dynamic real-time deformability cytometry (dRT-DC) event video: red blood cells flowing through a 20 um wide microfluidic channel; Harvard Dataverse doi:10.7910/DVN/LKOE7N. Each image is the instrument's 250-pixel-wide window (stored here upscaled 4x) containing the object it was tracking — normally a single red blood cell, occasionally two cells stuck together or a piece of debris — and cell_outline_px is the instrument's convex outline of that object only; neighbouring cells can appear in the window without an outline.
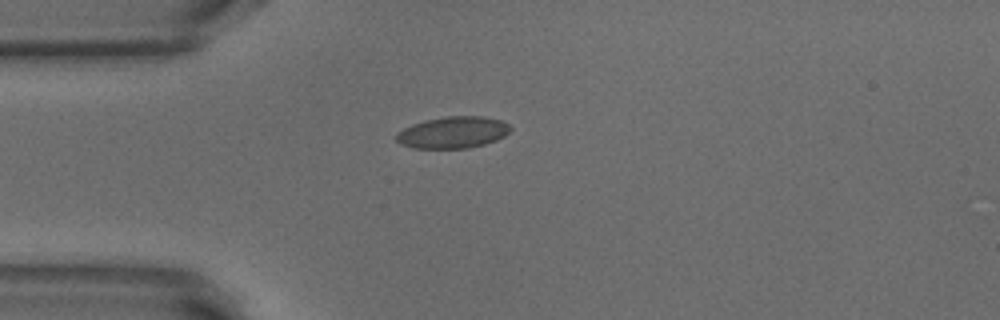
{"species": "common noctule bat (a hibernating species)", "species_latin": "Nyctalus noctula", "temperature_condition": "warm", "stored_images_in_passage": 18, "camera_frame_rate_fps": 3000, "um_per_image_px": 0.085, "animal": {"sex": "male", "body_mass_g": 18.8}, "frame": {"image": 1, "passage_image": 1, "time_ms": 0.0, "image_size_px": [1000, 320], "cell_outline_px": [[512, 128], [504, 136], [496, 140], [484, 144], [468, 148], [412, 148], [400, 144], [396, 140], [396, 132], [412, 124], [424, 120], [444, 116], [484, 116], [500, 120], [508, 124]], "centroid_in_image_um": [38.47, 11.25], "position_along_channel_um": 46.5, "area_um2": 21.15}}
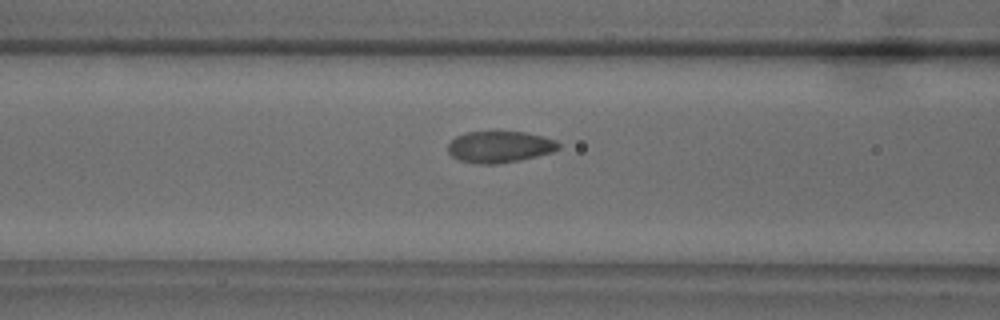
{"frame": {"image": 2, "passage_image": 8, "time_ms": 2.333, "image_size_px": [1000, 320], "cell_outline_px": [[560, 148], [552, 152], [520, 160], [500, 164], [476, 164], [460, 160], [452, 156], [448, 152], [448, 144], [456, 136], [468, 132], [524, 132], [556, 140], [560, 144]], "centroid_in_image_um": [42.46, 12.49], "position_along_channel_um": 124.1, "area_um2": 20.23}}
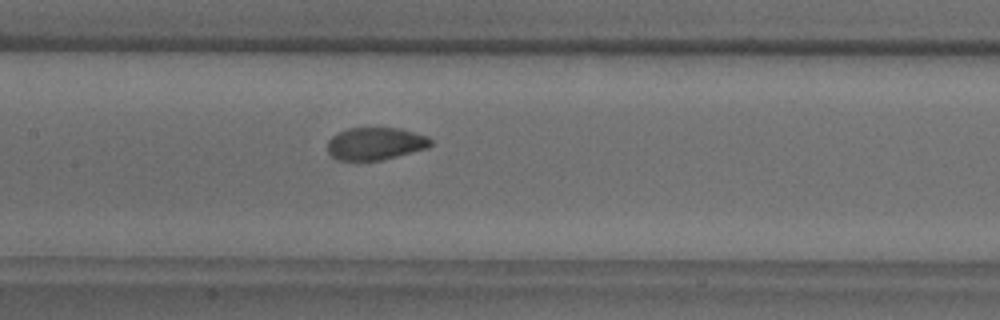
{"frame": {"image": 3, "passage_image": 12, "time_ms": 3.667, "image_size_px": [1000, 320], "cell_outline_px": [[432, 144], [428, 148], [380, 160], [336, 160], [328, 152], [328, 140], [336, 132], [348, 128], [400, 128], [428, 136], [432, 140]], "centroid_in_image_um": [31.9, 12.2], "position_along_channel_um": 175.5, "area_um2": 19.59}}